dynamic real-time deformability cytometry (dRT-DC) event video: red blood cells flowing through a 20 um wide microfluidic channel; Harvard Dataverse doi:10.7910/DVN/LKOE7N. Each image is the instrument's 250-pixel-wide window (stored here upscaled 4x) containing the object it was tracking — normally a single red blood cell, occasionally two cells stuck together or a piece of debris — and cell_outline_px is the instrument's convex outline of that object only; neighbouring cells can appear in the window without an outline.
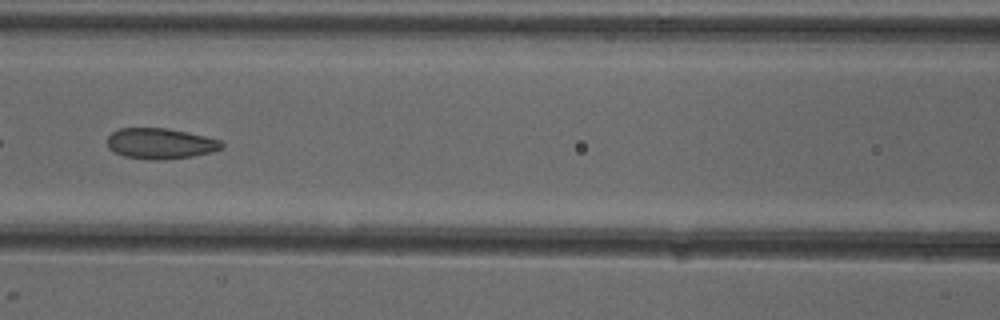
{"species": "common noctule bat (a hibernating species)", "species_latin": "Nyctalus noctula", "temperature_condition": "cold", "stored_images_in_passage": 6, "camera_frame_rate_fps": 3000, "um_per_image_px": 0.085, "animal": {"sex": "female"}, "frame": {"image": 1, "passage_image": 6, "time_ms": 6.0, "image_size_px": [1000, 320], "cell_outline_px": [[224, 144], [220, 148], [212, 152], [192, 156], [164, 160], [152, 160], [124, 156], [108, 148], [108, 136], [112, 132], [120, 128], [168, 128], [204, 136], [220, 140]], "centroid_in_image_um": [13.62, 12.2], "position_along_channel_um": 153.0, "area_um2": 20.35}}